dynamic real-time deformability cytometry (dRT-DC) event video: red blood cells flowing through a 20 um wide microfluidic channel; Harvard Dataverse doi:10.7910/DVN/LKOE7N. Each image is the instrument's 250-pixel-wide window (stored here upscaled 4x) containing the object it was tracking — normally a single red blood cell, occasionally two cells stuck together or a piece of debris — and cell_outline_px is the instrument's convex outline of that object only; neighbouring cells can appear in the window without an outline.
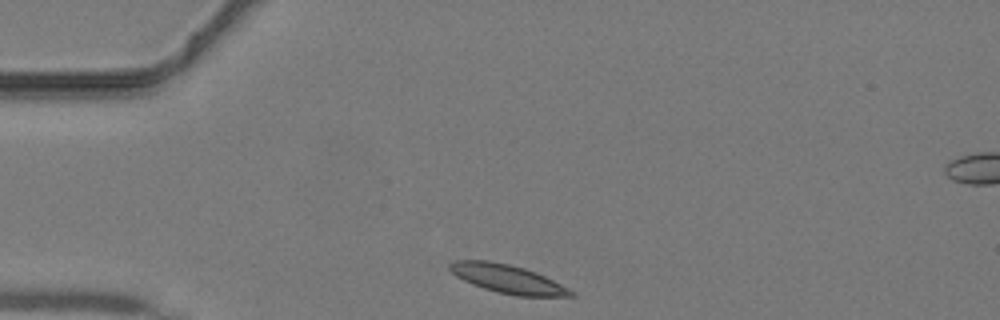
{"species": "common noctule bat (a hibernating species)", "species_latin": "Nyctalus noctula", "temperature_condition": "warm", "stored_images_in_passage": 34, "camera_frame_rate_fps": 3000, "um_per_image_px": 0.085, "animal": {"sex": "male", "body_mass_g": 19.2, "forearm_length_mm": 51.8}, "frame": {"image": 1, "passage_image": 1, "time_ms": 0.0, "image_size_px": [1000, 320], "cell_outline_px": [[576, 296], [516, 296], [496, 292], [472, 284], [456, 276], [448, 268], [448, 264], [452, 260], [488, 260], [508, 264], [524, 268], [536, 272], [576, 292]], "centroid_in_image_um": [43.12, 23.7], "position_along_channel_um": 41.9, "area_um2": 20.11}}
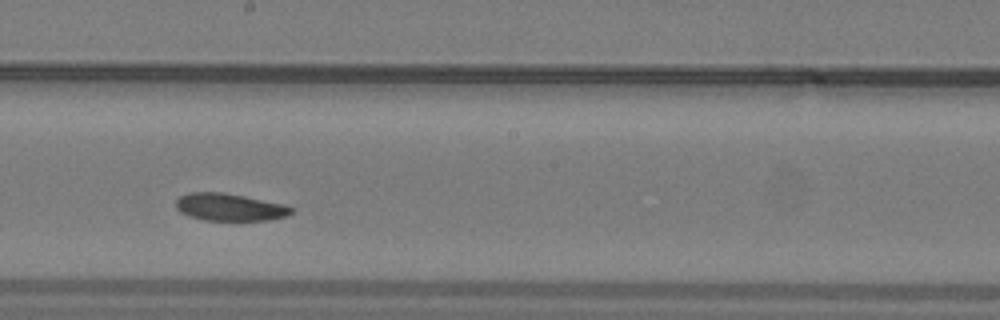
{"frame": {"image": 2, "passage_image": 15, "time_ms": 4.667, "image_size_px": [1000, 320], "cell_outline_px": [[292, 212], [288, 216], [268, 220], [204, 220], [188, 216], [180, 212], [176, 208], [176, 200], [180, 196], [188, 192], [220, 192], [244, 196], [284, 204], [292, 208]], "centroid_in_image_um": [19.49, 17.61], "position_along_channel_um": 228.7, "area_um2": 18.38}}
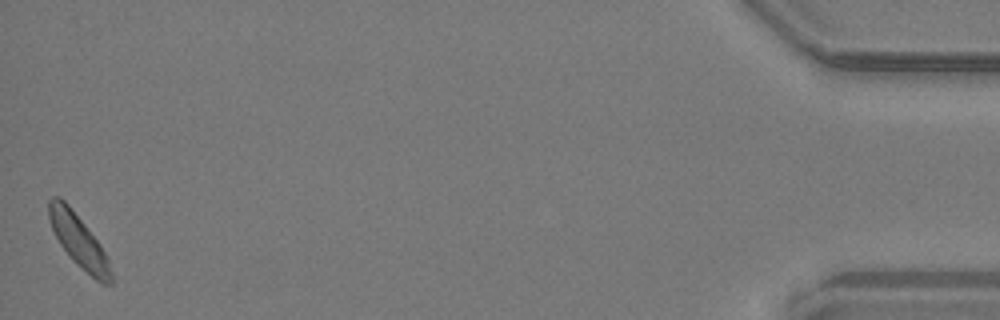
{"frame": {"image": 3, "passage_image": 34, "time_ms": 11.0, "image_size_px": [1000, 320], "cell_outline_px": [[112, 284], [100, 284], [76, 264], [72, 260], [60, 244], [52, 228], [48, 216], [48, 200], [52, 196], [60, 196], [68, 204], [100, 244], [108, 260], [112, 272]], "centroid_in_image_um": [6.68, 20.49], "position_along_channel_um": 428.5, "area_um2": 18.96}}